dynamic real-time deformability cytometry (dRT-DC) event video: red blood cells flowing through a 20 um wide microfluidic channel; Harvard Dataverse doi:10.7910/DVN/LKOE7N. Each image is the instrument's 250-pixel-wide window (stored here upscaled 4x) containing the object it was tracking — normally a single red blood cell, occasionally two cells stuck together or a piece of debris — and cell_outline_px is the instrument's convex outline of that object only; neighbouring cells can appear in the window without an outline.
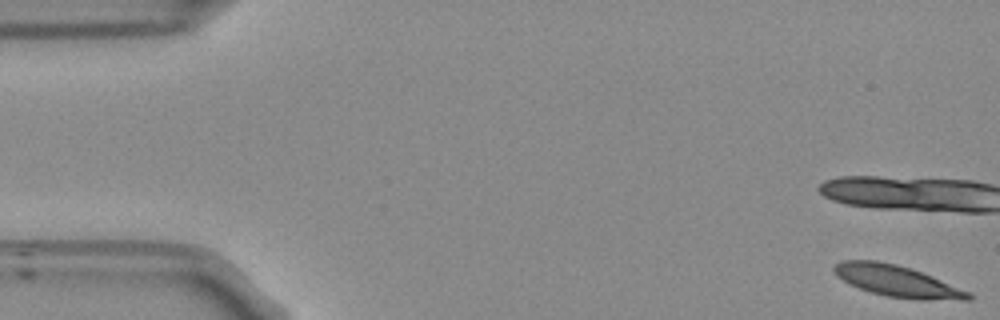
{"species": "Egyptian fruit bat (a non-hibernating species)", "species_latin": "Rousettus aegyptiacus", "temperature_condition": "room temperature", "stored_images_in_passage": 12, "camera_frame_rate_fps": 3000, "um_per_image_px": 0.085, "frame": {"image": 1, "passage_image": 1, "time_ms": 0.0, "image_size_px": [1000, 320], "cell_outline_px": [[972, 300], [916, 300], [888, 296], [872, 292], [860, 288], [836, 276], [832, 268], [836, 264], [844, 260], [876, 260], [896, 264], [920, 272], [968, 292], [972, 296]], "centroid_in_image_um": [76.22, 23.9], "position_along_channel_um": 8.8, "area_um2": 23.99}}